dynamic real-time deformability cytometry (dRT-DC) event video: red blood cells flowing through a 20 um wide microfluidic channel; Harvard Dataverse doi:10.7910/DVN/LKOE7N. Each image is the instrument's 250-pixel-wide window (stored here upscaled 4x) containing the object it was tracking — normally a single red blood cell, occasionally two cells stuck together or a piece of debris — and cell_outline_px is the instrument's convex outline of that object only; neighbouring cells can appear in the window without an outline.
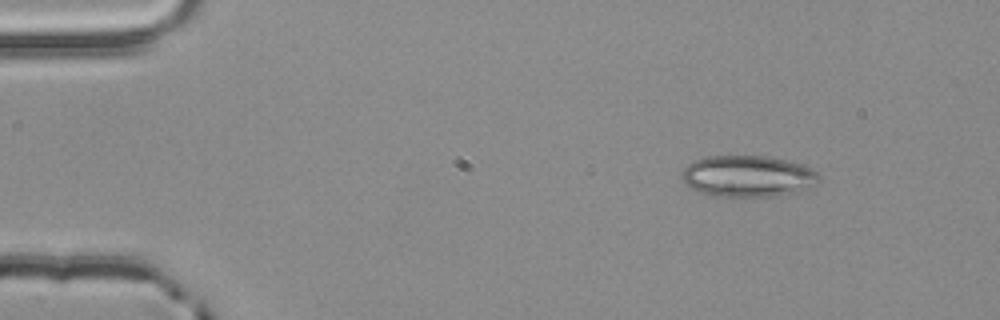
{"species": "common noctule bat (a hibernating species)", "species_latin": "Nyctalus noctula", "temperature_condition": "room temperature", "stored_images_in_passage": 3, "camera_frame_rate_fps": 3000, "um_per_image_px": 0.085, "animal": {"sex": "male", "body_mass_g": 20.4}, "frame": {"image": 1, "passage_image": 1, "time_ms": 0.0, "image_size_px": [1000, 320], "cell_outline_px": [[820, 180], [816, 184], [796, 192], [772, 196], [744, 200], [712, 196], [700, 192], [684, 184], [680, 176], [680, 172], [692, 160], [704, 156], [768, 156], [804, 164], [812, 168], [820, 176]], "centroid_in_image_um": [63.52, 15.01], "position_along_channel_um": 21.5, "area_um2": 34.28}}